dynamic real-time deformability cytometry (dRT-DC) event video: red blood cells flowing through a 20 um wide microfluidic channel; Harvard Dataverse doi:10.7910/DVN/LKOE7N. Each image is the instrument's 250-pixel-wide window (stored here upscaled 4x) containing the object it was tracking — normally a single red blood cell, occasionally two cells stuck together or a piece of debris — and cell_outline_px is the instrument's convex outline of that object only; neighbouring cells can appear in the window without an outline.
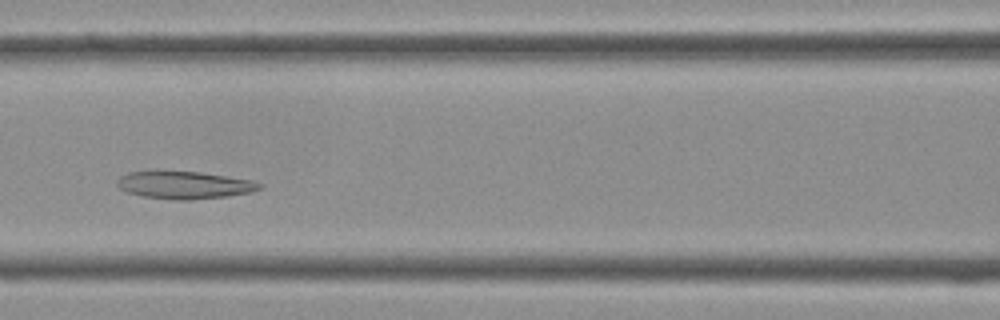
{"species": "Egyptian fruit bat (a non-hibernating species)", "species_latin": "Rousettus aegyptiacus", "temperature_condition": "cold", "stored_images_in_passage": 34, "camera_frame_rate_fps": 3000, "um_per_image_px": 0.085, "frame": {"image": 1, "passage_image": 11, "time_ms": 3.333, "image_size_px": [1000, 320], "cell_outline_px": [[260, 188], [248, 192], [228, 196], [188, 200], [176, 200], [144, 196], [128, 192], [120, 188], [116, 184], [116, 180], [120, 176], [128, 172], [156, 168], [200, 172], [248, 180], [260, 184]], "centroid_in_image_um": [15.52, 15.68], "position_along_channel_um": 151.1, "area_um2": 23.18}}
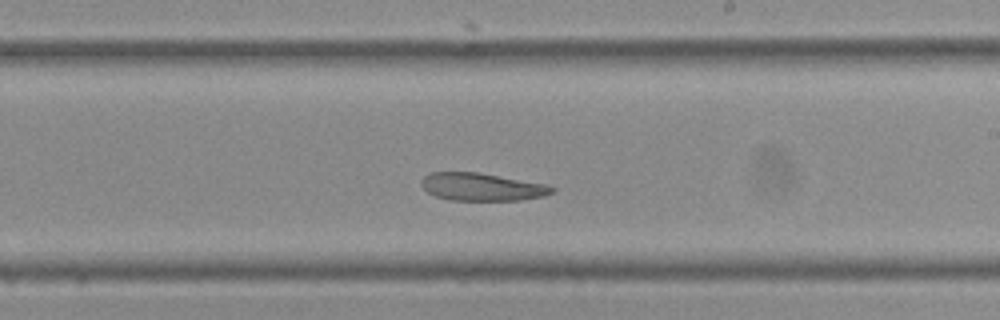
{"frame": {"image": 2, "passage_image": 17, "time_ms": 5.333, "image_size_px": [1000, 320], "cell_outline_px": [[556, 188], [552, 192], [544, 196], [520, 200], [448, 200], [436, 196], [428, 192], [420, 184], [420, 180], [428, 172], [480, 172], [544, 184]], "centroid_in_image_um": [40.91, 15.88], "position_along_channel_um": 248.1, "area_um2": 21.1}}
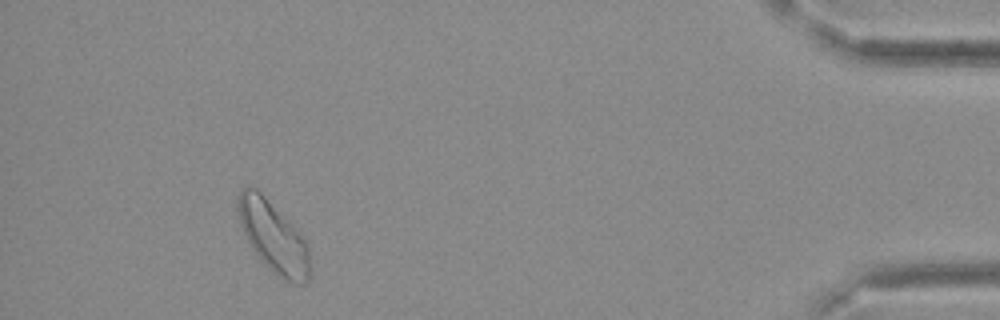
{"frame": {"image": 3, "passage_image": 31, "time_ms": 10.0, "image_size_px": [1000, 320], "cell_outline_px": [[308, 280], [304, 284], [292, 284], [284, 280], [264, 264], [260, 260], [252, 248], [240, 224], [236, 208], [236, 196], [240, 188], [244, 184], [248, 184], [256, 188], [292, 224], [308, 244]], "centroid_in_image_um": [23.17, 20.08], "position_along_channel_um": 412.0, "area_um2": 29.71}}